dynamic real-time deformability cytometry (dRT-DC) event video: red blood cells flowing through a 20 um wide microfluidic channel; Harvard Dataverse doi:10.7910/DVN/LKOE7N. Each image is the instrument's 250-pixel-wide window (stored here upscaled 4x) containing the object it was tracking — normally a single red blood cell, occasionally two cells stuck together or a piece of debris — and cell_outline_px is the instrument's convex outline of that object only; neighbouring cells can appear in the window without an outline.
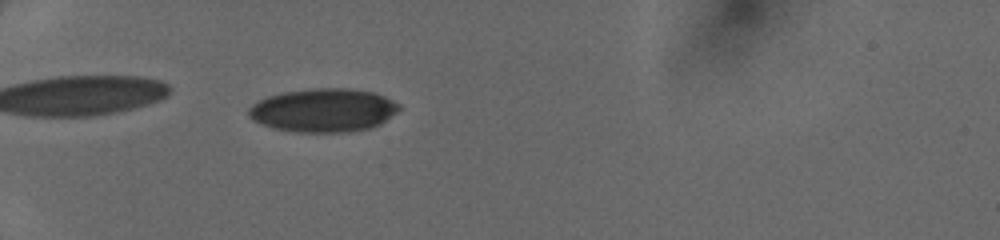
{"species": "human", "species_latin": "Homo sapiens", "temperature_condition": "cold", "stored_images_in_passage": 42, "camera_frame_rate_fps": 3000, "um_per_image_px": 0.085, "donor": {"sex": "female"}, "frame": {"image": 1, "passage_image": 10, "time_ms": 3.0, "image_size_px": [1000, 240], "cell_outline_px": [[400, 108], [396, 112], [380, 124], [372, 128], [348, 132], [296, 132], [272, 128], [260, 124], [252, 120], [248, 116], [248, 108], [252, 104], [268, 96], [284, 92], [316, 88], [344, 88], [372, 92], [384, 96], [400, 104]], "centroid_in_image_um": [27.47, 9.38], "position_along_channel_um": 57.5, "area_um2": 38.15}}
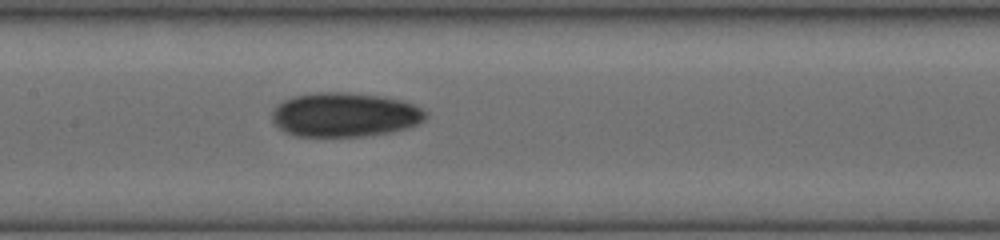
{"frame": {"image": 2, "passage_image": 20, "time_ms": 6.333, "image_size_px": [1000, 240], "cell_outline_px": [[424, 120], [408, 128], [392, 132], [364, 136], [296, 136], [284, 132], [272, 120], [272, 112], [284, 100], [292, 96], [316, 92], [348, 92], [380, 96], [400, 100], [412, 104], [420, 108], [424, 112]], "centroid_in_image_um": [29.27, 9.75], "position_along_channel_um": 178.1, "area_um2": 39.36}}
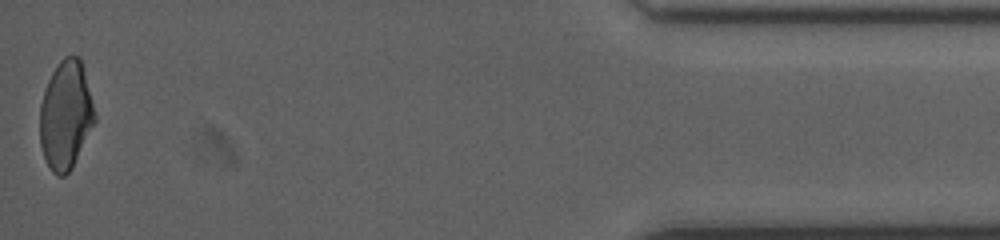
{"frame": {"image": 3, "passage_image": 42, "time_ms": 13.667, "image_size_px": [1000, 240], "cell_outline_px": [[96, 120], [72, 168], [64, 176], [56, 176], [52, 172], [44, 156], [40, 144], [40, 104], [48, 80], [52, 72], [60, 60], [64, 56], [80, 56], [96, 116]], "centroid_in_image_um": [5.58, 9.79], "position_along_channel_um": 429.6, "area_um2": 34.51}}